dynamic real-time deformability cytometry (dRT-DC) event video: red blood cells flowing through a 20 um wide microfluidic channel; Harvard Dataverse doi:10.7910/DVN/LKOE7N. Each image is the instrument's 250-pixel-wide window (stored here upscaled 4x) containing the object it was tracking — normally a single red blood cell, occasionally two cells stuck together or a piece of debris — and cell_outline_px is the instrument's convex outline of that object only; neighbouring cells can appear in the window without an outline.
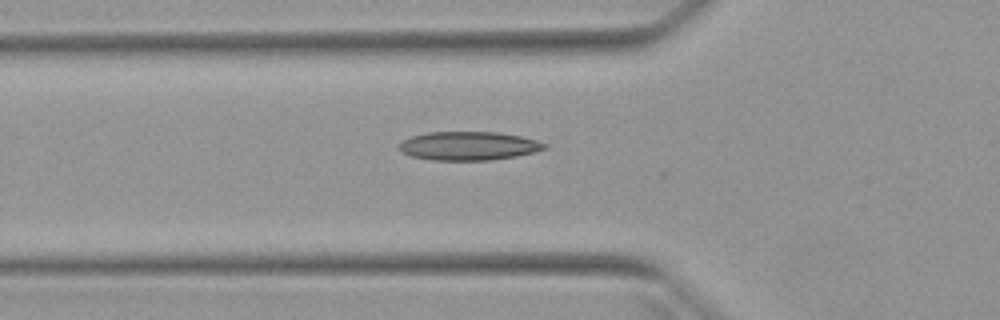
{"species": "Egyptian fruit bat (a non-hibernating species)", "species_latin": "Rousettus aegyptiacus", "temperature_condition": "warm", "stored_images_in_passage": 4, "camera_frame_rate_fps": 3000, "um_per_image_px": 0.085, "animal": {"sex": "female"}, "frame": {"image": 1, "passage_image": 4, "time_ms": 4.333, "image_size_px": [1000, 320], "cell_outline_px": [[548, 148], [516, 156], [488, 160], [432, 160], [412, 156], [400, 152], [400, 144], [404, 140], [412, 136], [428, 132], [496, 132], [520, 136], [536, 140], [548, 144]], "centroid_in_image_um": [39.84, 12.4], "position_along_channel_um": 86.0, "area_um2": 24.1}}